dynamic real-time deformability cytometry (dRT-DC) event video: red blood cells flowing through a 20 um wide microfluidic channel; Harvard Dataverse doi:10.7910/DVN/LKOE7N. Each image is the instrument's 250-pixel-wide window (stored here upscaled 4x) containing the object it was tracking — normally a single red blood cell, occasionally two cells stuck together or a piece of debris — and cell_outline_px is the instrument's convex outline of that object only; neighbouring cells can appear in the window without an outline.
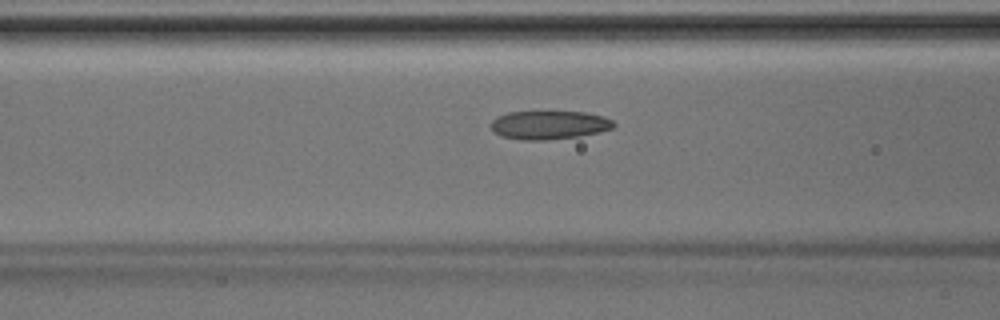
{"species": "Egyptian fruit bat (a non-hibernating species)", "species_latin": "Rousettus aegyptiacus", "temperature_condition": "room temperature", "stored_images_in_passage": 45, "segment_of_instrument_passage": [1, 2], "camera_frame_rate_fps": 3000, "um_per_image_px": 0.085, "animal": {"sex": "male"}, "frame": {"image": 1, "passage_image": 17, "time_ms": 5.333, "image_size_px": [1000, 320], "cell_outline_px": [[616, 124], [612, 128], [600, 132], [580, 136], [544, 140], [520, 140], [500, 136], [492, 132], [488, 124], [496, 116], [508, 112], [584, 112], [604, 116], [612, 120]], "centroid_in_image_um": [46.62, 10.63], "position_along_channel_um": 120.0, "area_um2": 20.69}}
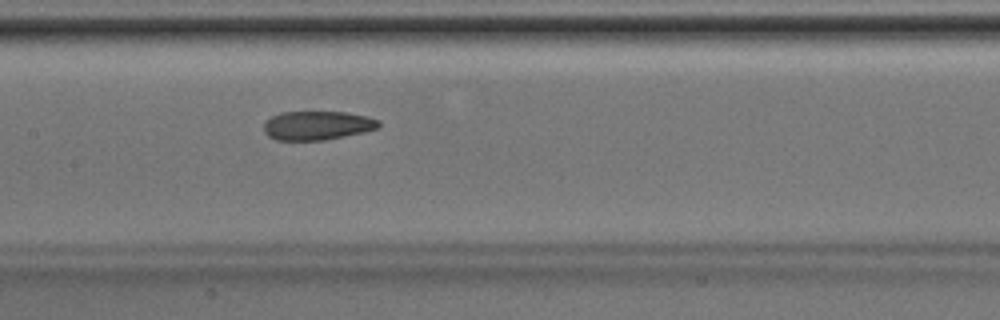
{"frame": {"image": 2, "passage_image": 21, "time_ms": 6.667, "image_size_px": [1000, 320], "cell_outline_px": [[380, 128], [364, 132], [324, 140], [276, 140], [268, 136], [264, 132], [264, 120], [280, 112], [344, 112], [368, 116], [380, 120]], "centroid_in_image_um": [26.97, 10.66], "position_along_channel_um": 180.4, "area_um2": 19.54}}
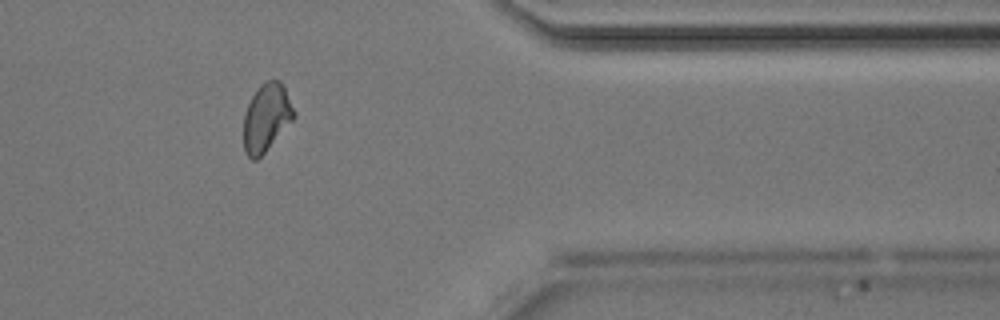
{"frame": {"image": 3, "passage_image": 36, "time_ms": 11.667, "image_size_px": [1000, 320], "cell_outline_px": [[296, 116], [264, 152], [256, 160], [252, 160], [244, 152], [244, 112], [252, 96], [260, 84], [268, 80], [280, 80], [296, 112]], "centroid_in_image_um": [22.64, 9.98], "position_along_channel_um": 388.8, "area_um2": 19.65}}